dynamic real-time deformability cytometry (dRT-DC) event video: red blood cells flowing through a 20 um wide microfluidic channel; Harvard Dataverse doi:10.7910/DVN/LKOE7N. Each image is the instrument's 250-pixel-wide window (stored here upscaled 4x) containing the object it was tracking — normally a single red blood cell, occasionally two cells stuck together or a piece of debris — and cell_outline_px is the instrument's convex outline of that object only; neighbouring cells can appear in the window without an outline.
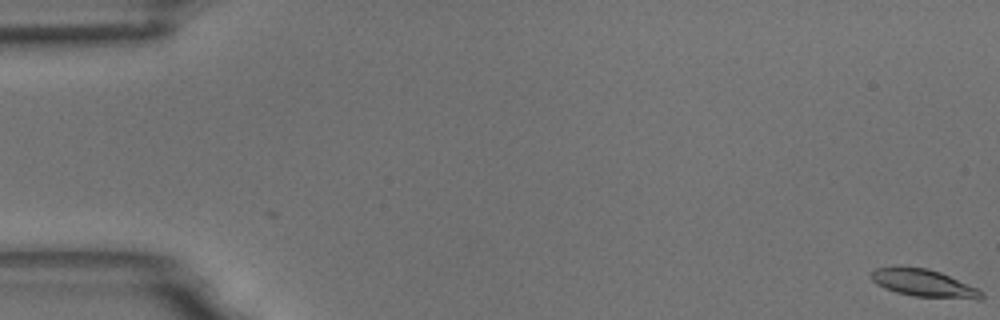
{"species": "common noctule bat (a hibernating species)", "species_latin": "Nyctalus noctula", "temperature_condition": "room temperature", "stored_images_in_passage": 35, "camera_frame_rate_fps": 3000, "um_per_image_px": 0.085, "animal": {"sex": "male", "body_mass_g": 18.8}, "frame": {"image": 1, "passage_image": 1, "time_ms": 0.0, "image_size_px": [1000, 320], "cell_outline_px": [[984, 296], [980, 300], [976, 300], [912, 296], [896, 292], [884, 288], [876, 284], [868, 276], [876, 268], [928, 268], [940, 272], [976, 288], [984, 292]], "centroid_in_image_um": [78.55, 24.11], "position_along_channel_um": 6.4, "area_um2": 17.51}}
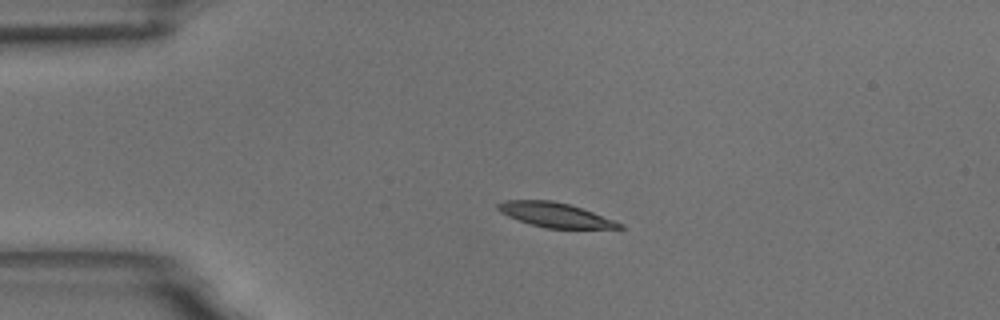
{"frame": {"image": 2, "passage_image": 14, "time_ms": 4.333, "image_size_px": [1000, 320], "cell_outline_px": [[624, 228], [544, 228], [508, 216], [500, 212], [496, 208], [496, 204], [504, 200], [552, 200], [568, 204], [592, 212], [624, 224]], "centroid_in_image_um": [47.15, 18.26], "position_along_channel_um": 37.9, "area_um2": 17.11}}
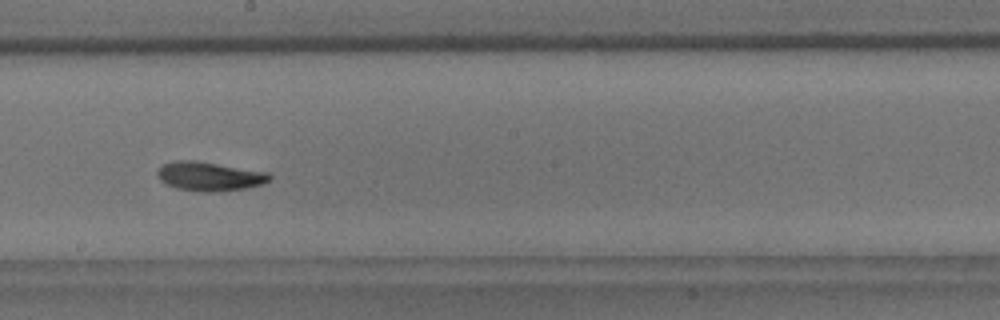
{"frame": {"image": 3, "passage_image": 33, "time_ms": 10.667, "image_size_px": [1000, 320], "cell_outline_px": [[272, 180], [260, 184], [244, 188], [216, 192], [200, 192], [176, 188], [160, 180], [156, 176], [156, 172], [164, 164], [180, 160], [192, 160], [268, 172], [272, 176]], "centroid_in_image_um": [17.8, 15.0], "position_along_channel_um": 230.4, "area_um2": 18.79}}